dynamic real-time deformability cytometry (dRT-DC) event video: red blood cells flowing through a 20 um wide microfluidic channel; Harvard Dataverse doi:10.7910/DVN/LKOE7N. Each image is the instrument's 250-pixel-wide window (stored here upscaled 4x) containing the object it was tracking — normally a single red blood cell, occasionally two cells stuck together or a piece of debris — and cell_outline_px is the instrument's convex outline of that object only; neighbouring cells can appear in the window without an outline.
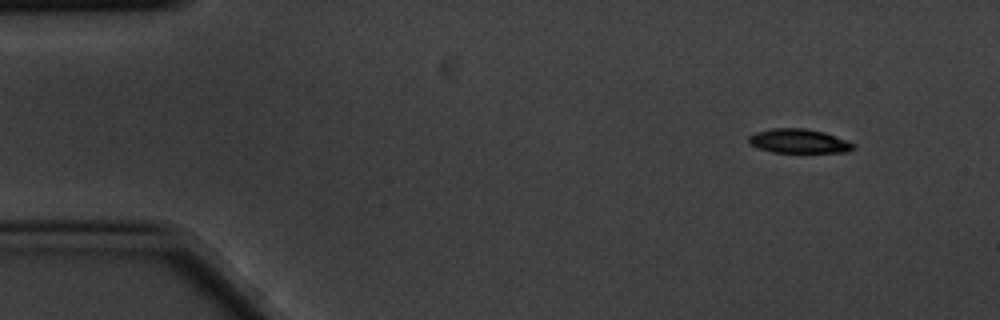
{"species": "common noctule bat (a hibernating species)", "species_latin": "Nyctalus noctula", "temperature_condition": "cold", "stored_images_in_passage": 3, "camera_frame_rate_fps": 3000, "um_per_image_px": 0.085, "animal": {"sex": "male", "body_mass_g": 20.1, "forearm_length_mm": 53.5}, "frame": {"image": 1, "passage_image": 1, "time_ms": 0.0, "image_size_px": [1000, 320], "cell_outline_px": [[856, 148], [848, 152], [772, 152], [760, 148], [752, 144], [748, 140], [748, 136], [756, 132], [772, 128], [804, 128], [824, 132], [848, 140], [856, 144]], "centroid_in_image_um": [67.96, 11.99], "position_along_channel_um": 17.0, "area_um2": 14.74}}